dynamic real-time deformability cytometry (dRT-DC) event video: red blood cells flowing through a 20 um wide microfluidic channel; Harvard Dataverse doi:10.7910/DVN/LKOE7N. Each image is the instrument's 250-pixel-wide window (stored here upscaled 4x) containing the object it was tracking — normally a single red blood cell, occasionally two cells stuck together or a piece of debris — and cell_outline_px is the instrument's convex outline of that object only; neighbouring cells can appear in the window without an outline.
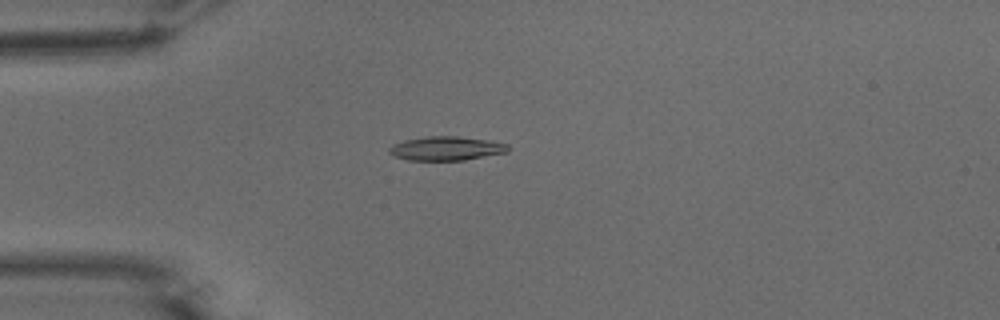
{"species": "common noctule bat (a hibernating species)", "species_latin": "Nyctalus noctula", "temperature_condition": "warm", "stored_images_in_passage": 41, "camera_frame_rate_fps": 3000, "um_per_image_px": 0.085, "animal": {"sex": "male", "body_mass_g": 15.6}, "frame": {"image": 1, "passage_image": 2, "time_ms": 0.333, "image_size_px": [1000, 320], "cell_outline_px": [[508, 152], [464, 160], [408, 160], [396, 156], [388, 152], [388, 148], [392, 144], [404, 140], [428, 136], [456, 136], [488, 140], [508, 144]], "centroid_in_image_um": [37.92, 12.61], "position_along_channel_um": 47.1, "area_um2": 16.53}}
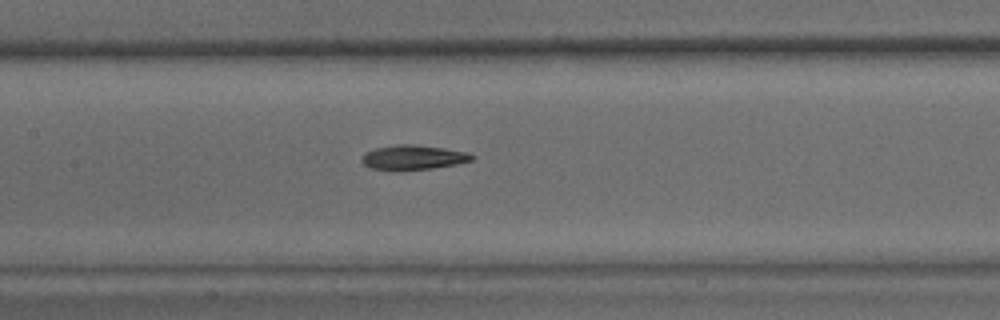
{"frame": {"image": 2, "passage_image": 13, "time_ms": 4.0, "image_size_px": [1000, 320], "cell_outline_px": [[476, 156], [472, 160], [456, 164], [432, 168], [400, 172], [392, 172], [372, 168], [364, 164], [360, 160], [360, 156], [364, 152], [376, 148], [396, 144], [412, 144], [444, 148], [468, 152]], "centroid_in_image_um": [35.07, 13.4], "position_along_channel_um": 172.3, "area_um2": 16.3}}
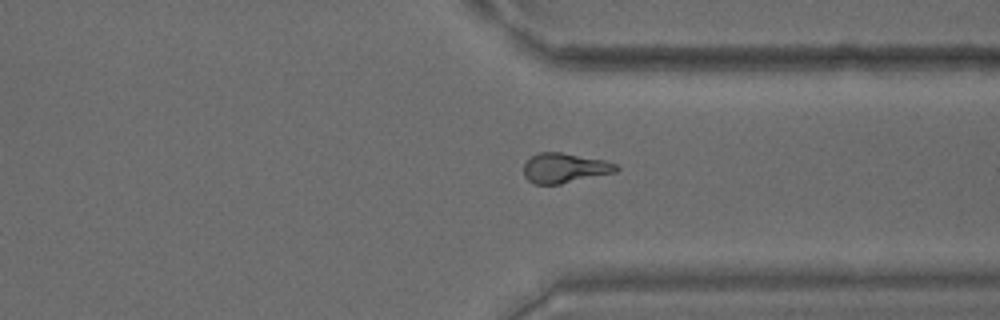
{"frame": {"image": 3, "passage_image": 28, "time_ms": 9.0, "image_size_px": [1000, 320], "cell_outline_px": [[620, 168], [616, 172], [560, 184], [532, 184], [524, 176], [524, 164], [532, 156], [540, 152], [560, 152], [604, 160], [616, 164]], "centroid_in_image_um": [47.99, 14.29], "position_along_channel_um": 363.4, "area_um2": 16.01}, "authors_computed_cell_mechanics": {"area_um2": 16.184, "velocity_mm_per_s": 3.8292, "shape_relaxation_time_tau1_ms": null, "shape_relaxation_time_tau2_ms": 4.7531, "deformation_change_tau1": null, "deformation_change_tau2": 0.1365}}